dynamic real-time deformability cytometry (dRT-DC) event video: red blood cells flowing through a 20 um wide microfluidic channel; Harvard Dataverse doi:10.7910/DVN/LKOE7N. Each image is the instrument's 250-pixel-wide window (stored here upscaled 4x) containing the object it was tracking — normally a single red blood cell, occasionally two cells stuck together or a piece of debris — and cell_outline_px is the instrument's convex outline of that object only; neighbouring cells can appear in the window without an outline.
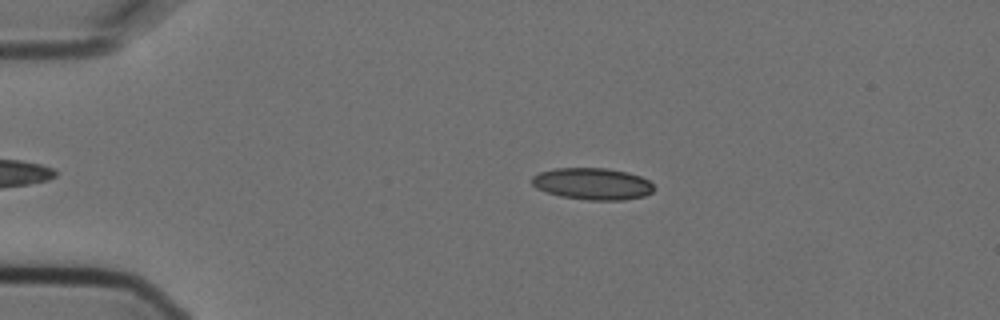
{"species": "Egyptian fruit bat (a non-hibernating species)", "species_latin": "Rousettus aegyptiacus", "temperature_condition": "cold", "stored_images_in_passage": 3, "camera_frame_rate_fps": 3000, "um_per_image_px": 0.085, "animal": {"sex": "female"}, "frame": {"image": 1, "passage_image": 2, "time_ms": 0.333, "image_size_px": [1000, 320], "cell_outline_px": [[656, 188], [652, 192], [644, 196], [624, 200], [588, 200], [560, 196], [536, 188], [532, 184], [532, 176], [540, 172], [556, 168], [608, 168], [628, 172], [640, 176], [648, 180]], "centroid_in_image_um": [50.38, 15.62], "position_along_channel_um": 34.6, "area_um2": 22.66}}